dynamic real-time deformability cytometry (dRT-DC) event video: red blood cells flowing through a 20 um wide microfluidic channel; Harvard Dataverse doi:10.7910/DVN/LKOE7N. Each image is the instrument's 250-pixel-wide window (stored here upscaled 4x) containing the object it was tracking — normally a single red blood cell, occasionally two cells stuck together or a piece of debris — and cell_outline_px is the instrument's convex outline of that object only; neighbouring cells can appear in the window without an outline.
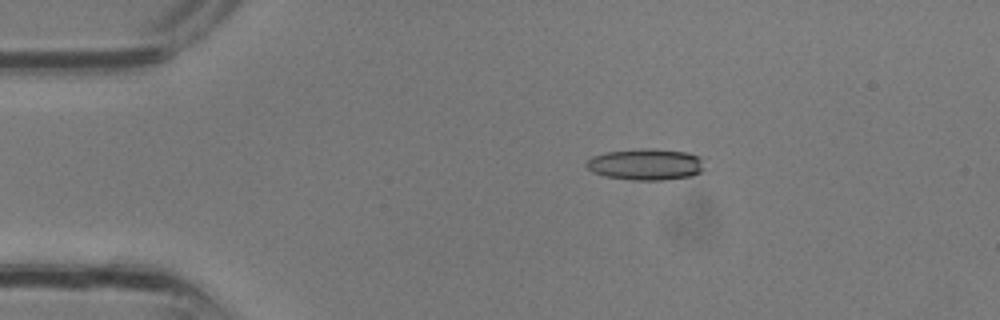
{"species": "common noctule bat (a hibernating species)", "species_latin": "Nyctalus noctula", "temperature_condition": "room temperature", "stored_images_in_passage": 2, "camera_frame_rate_fps": 3000, "um_per_image_px": 0.085, "animal": {"sex": "male", "body_mass_g": 13.3}, "frame": {"image": 1, "passage_image": 2, "time_ms": 0.333, "image_size_px": [1000, 320], "cell_outline_px": [[704, 168], [700, 172], [692, 176], [660, 180], [632, 180], [604, 176], [592, 172], [584, 164], [592, 156], [604, 152], [640, 148], [652, 148], [688, 152], [700, 156]], "centroid_in_image_um": [54.88, 13.96], "position_along_channel_um": 30.1, "area_um2": 21.85}}